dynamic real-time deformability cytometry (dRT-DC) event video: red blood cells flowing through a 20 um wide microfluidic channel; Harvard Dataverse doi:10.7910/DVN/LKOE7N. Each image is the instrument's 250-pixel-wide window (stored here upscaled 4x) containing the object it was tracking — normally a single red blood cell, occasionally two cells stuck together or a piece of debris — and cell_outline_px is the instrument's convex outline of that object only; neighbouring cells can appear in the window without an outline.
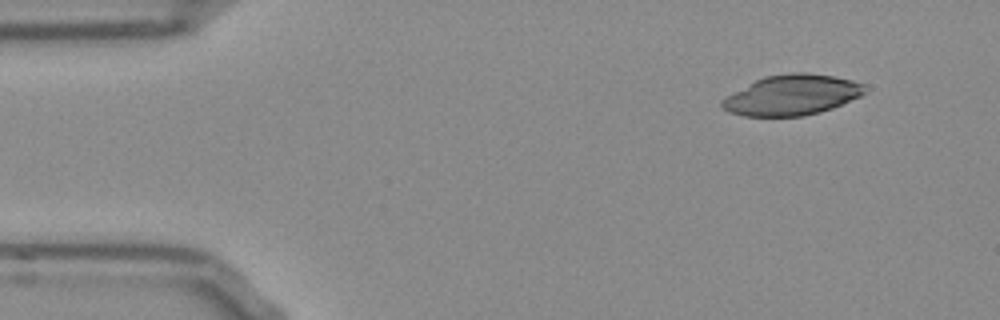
{"species": "Egyptian fruit bat (a non-hibernating species)", "species_latin": "Rousettus aegyptiacus", "temperature_condition": "room temperature", "stored_images_in_passage": 47, "camera_frame_rate_fps": 3000, "um_per_image_px": 0.085, "frame": {"image": 1, "passage_image": 1, "time_ms": 0.0, "image_size_px": [1000, 320], "cell_outline_px": [[864, 92], [860, 96], [832, 108], [820, 112], [804, 116], [744, 116], [728, 112], [720, 104], [720, 100], [756, 80], [764, 76], [788, 72], [808, 72], [832, 76], [852, 80], [864, 84]], "centroid_in_image_um": [67.3, 8.07], "position_along_channel_um": 17.7, "area_um2": 33.41}}
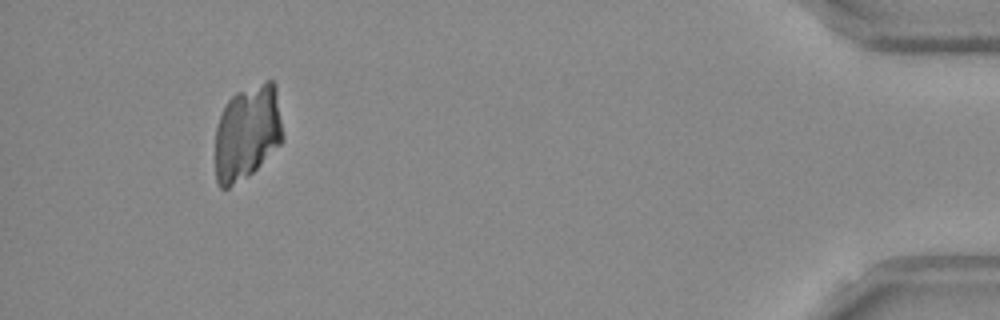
{"frame": {"image": 2, "passage_image": 44, "time_ms": 14.333, "image_size_px": [1000, 320], "cell_outline_px": [[284, 140], [248, 176], [228, 188], [220, 188], [216, 180], [216, 128], [220, 116], [228, 100], [236, 92], [268, 80], [272, 80], [276, 84], [284, 136]], "centroid_in_image_um": [21.04, 11.25], "position_along_channel_um": 414.2, "area_um2": 37.34}}